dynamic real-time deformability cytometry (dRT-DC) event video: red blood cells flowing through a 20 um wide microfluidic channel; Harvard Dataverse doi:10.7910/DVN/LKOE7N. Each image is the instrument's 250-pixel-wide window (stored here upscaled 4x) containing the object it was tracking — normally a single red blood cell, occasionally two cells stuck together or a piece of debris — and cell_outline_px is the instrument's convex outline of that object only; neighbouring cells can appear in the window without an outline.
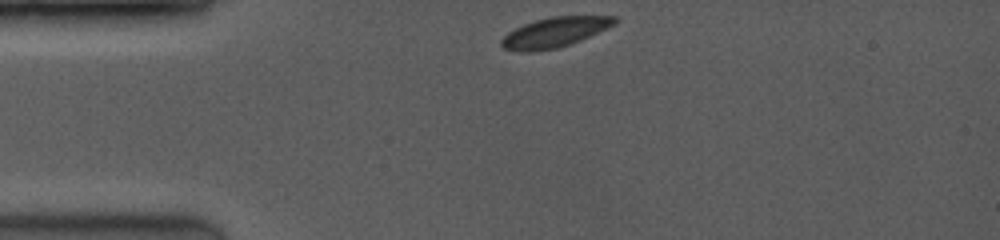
{"species": "common noctule bat (a hibernating species)", "species_latin": "Nyctalus noctula", "temperature_condition": "room temperature", "stored_images_in_passage": 31, "camera_frame_rate_fps": 3500, "um_per_image_px": 0.085, "animal": {"sex": "female", "body_mass_g": 19.0, "forearm_length_mm": 53.3}, "frame": {"image": 1, "passage_image": 1, "time_ms": 0.0, "image_size_px": [1000, 240], "cell_outline_px": [[620, 20], [616, 24], [580, 40], [556, 48], [528, 52], [520, 52], [504, 48], [500, 44], [500, 40], [508, 32], [524, 24], [536, 20], [552, 16], [616, 16]], "centroid_in_image_um": [47.15, 2.74], "position_along_channel_um": 37.8, "area_um2": 19.59}}
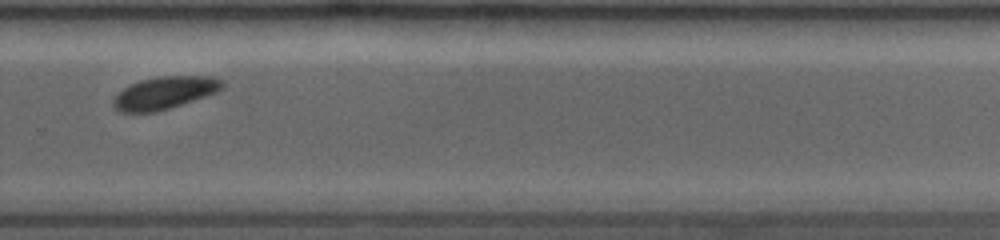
{"frame": {"image": 2, "passage_image": 20, "time_ms": 7.714, "image_size_px": [1000, 240], "cell_outline_px": [[224, 88], [216, 92], [156, 112], [120, 112], [112, 104], [112, 100], [124, 88], [140, 80], [156, 76], [212, 76], [224, 80]], "centroid_in_image_um": [14.01, 7.87], "position_along_channel_um": 315.8, "area_um2": 20.4}}
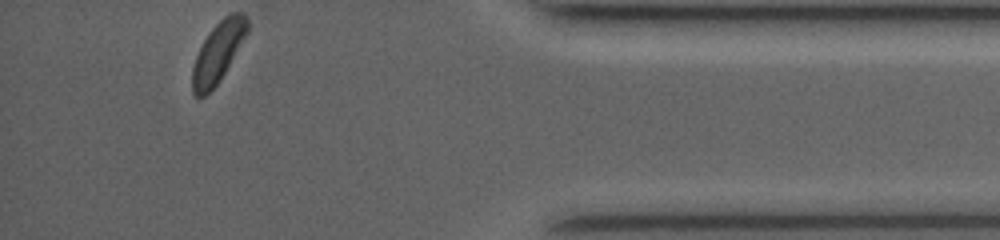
{"frame": {"image": 3, "passage_image": 31, "time_ms": 10.857, "image_size_px": [1000, 240], "cell_outline_px": [[248, 32], [220, 80], [204, 96], [196, 96], [192, 92], [192, 68], [196, 56], [204, 40], [212, 28], [228, 12], [244, 12], [248, 20]], "centroid_in_image_um": [18.55, 4.4], "position_along_channel_um": 416.7, "area_um2": 19.07}, "authors_computed_cell_mechanics": {"area_um2": 20.6346, "velocity_mm_per_s": 4.0442, "shape_relaxation_time_tau1_ms": 2.3694, "shape_relaxation_time_tau2_ms": null, "deformation_change_tau1": 0.0907, "deformation_change_tau2": null}}